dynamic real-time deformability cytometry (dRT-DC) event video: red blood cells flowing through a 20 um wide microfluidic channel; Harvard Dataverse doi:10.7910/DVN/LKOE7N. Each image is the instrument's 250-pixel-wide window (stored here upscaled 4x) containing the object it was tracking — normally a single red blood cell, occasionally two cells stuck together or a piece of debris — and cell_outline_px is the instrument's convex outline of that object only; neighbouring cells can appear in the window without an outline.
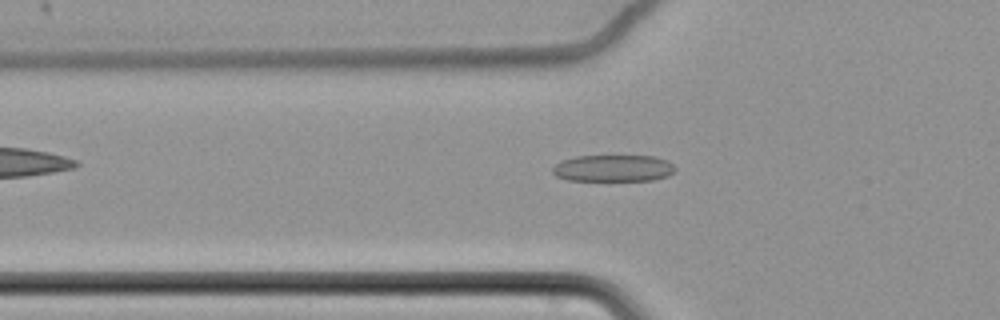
{"species": "common noctule bat (a hibernating species)", "species_latin": "Nyctalus noctula", "temperature_condition": "cold", "stored_images_in_passage": 62, "camera_frame_rate_fps": 3000, "um_per_image_px": 0.085, "animal": {"sex": "female", "body_mass_g": 22.7, "forearm_length_mm": 54.2}, "frame": {"image": 1, "passage_image": 23, "time_ms": 7.333, "image_size_px": [1000, 320], "cell_outline_px": [[676, 168], [668, 176], [652, 180], [568, 180], [556, 176], [552, 172], [552, 168], [560, 160], [576, 156], [652, 156], [668, 160]], "centroid_in_image_um": [52.11, 14.29], "position_along_channel_um": 73.7, "area_um2": 19.07}}
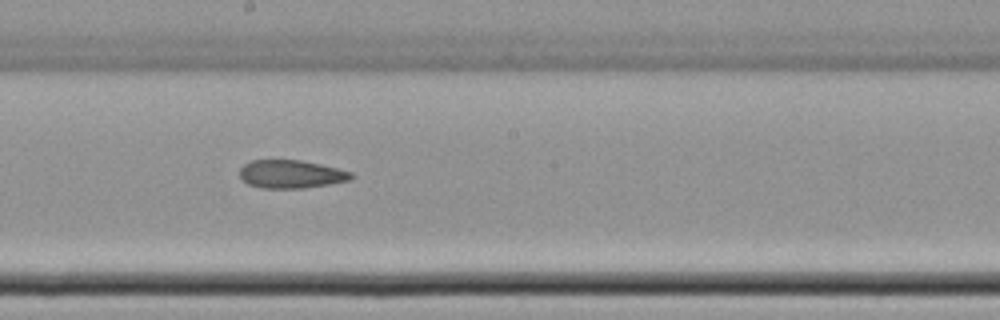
{"frame": {"image": 2, "passage_image": 36, "time_ms": 11.667, "image_size_px": [1000, 320], "cell_outline_px": [[352, 180], [304, 188], [260, 188], [248, 184], [240, 176], [240, 168], [244, 164], [252, 160], [300, 160], [320, 164], [352, 172]], "centroid_in_image_um": [24.73, 14.8], "position_along_channel_um": 223.5, "area_um2": 18.21}}
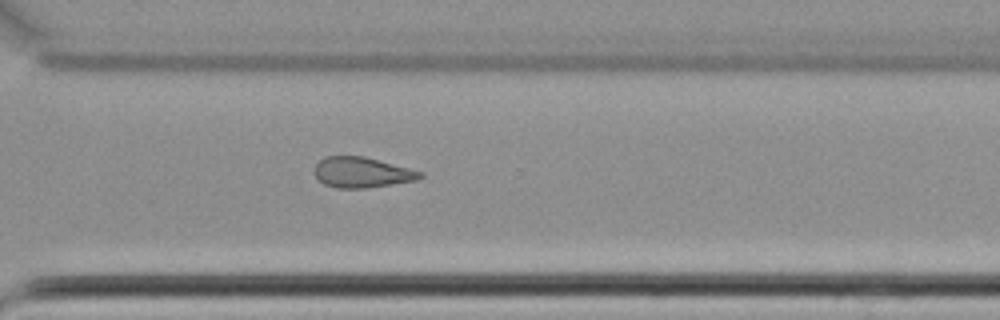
{"frame": {"image": 3, "passage_image": 46, "time_ms": 15.0, "image_size_px": [1000, 320], "cell_outline_px": [[424, 176], [416, 180], [364, 188], [336, 188], [324, 184], [316, 180], [312, 172], [316, 164], [324, 156], [364, 156], [424, 172]], "centroid_in_image_um": [30.7, 14.65], "position_along_channel_um": 339.9, "area_um2": 18.9}, "authors_computed_cell_mechanics": {"area_um2": 19.8832, "velocity_mm_per_s": 3.4886, "shape_relaxation_time_tau1_ms": null, "shape_relaxation_time_tau2_ms": 6.6211, "deformation_change_tau1": null, "deformation_change_tau2": 0.1409}}